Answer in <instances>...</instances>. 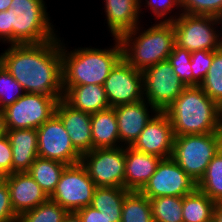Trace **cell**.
<instances>
[{
	"instance_id": "obj_28",
	"label": "cell",
	"mask_w": 222,
	"mask_h": 222,
	"mask_svg": "<svg viewBox=\"0 0 222 222\" xmlns=\"http://www.w3.org/2000/svg\"><path fill=\"white\" fill-rule=\"evenodd\" d=\"M197 188L216 203L222 202V155L219 152L197 182Z\"/></svg>"
},
{
	"instance_id": "obj_36",
	"label": "cell",
	"mask_w": 222,
	"mask_h": 222,
	"mask_svg": "<svg viewBox=\"0 0 222 222\" xmlns=\"http://www.w3.org/2000/svg\"><path fill=\"white\" fill-rule=\"evenodd\" d=\"M142 1L139 0L140 14H142V4H147L146 7L151 9V12L154 14L153 17L157 19V22L158 18L161 19L159 22H168L167 15L169 12L171 14L175 7H177L176 10L179 8L182 12L181 0H145L146 3H142Z\"/></svg>"
},
{
	"instance_id": "obj_21",
	"label": "cell",
	"mask_w": 222,
	"mask_h": 222,
	"mask_svg": "<svg viewBox=\"0 0 222 222\" xmlns=\"http://www.w3.org/2000/svg\"><path fill=\"white\" fill-rule=\"evenodd\" d=\"M6 135L12 147L13 173L27 172L38 157L37 130H6Z\"/></svg>"
},
{
	"instance_id": "obj_4",
	"label": "cell",
	"mask_w": 222,
	"mask_h": 222,
	"mask_svg": "<svg viewBox=\"0 0 222 222\" xmlns=\"http://www.w3.org/2000/svg\"><path fill=\"white\" fill-rule=\"evenodd\" d=\"M139 27L124 33L119 40L122 57L136 70L143 71L168 59L176 44L175 30L172 22H157L144 31Z\"/></svg>"
},
{
	"instance_id": "obj_25",
	"label": "cell",
	"mask_w": 222,
	"mask_h": 222,
	"mask_svg": "<svg viewBox=\"0 0 222 222\" xmlns=\"http://www.w3.org/2000/svg\"><path fill=\"white\" fill-rule=\"evenodd\" d=\"M67 165L51 159L37 157L27 171L48 197L55 191L60 176Z\"/></svg>"
},
{
	"instance_id": "obj_2",
	"label": "cell",
	"mask_w": 222,
	"mask_h": 222,
	"mask_svg": "<svg viewBox=\"0 0 222 222\" xmlns=\"http://www.w3.org/2000/svg\"><path fill=\"white\" fill-rule=\"evenodd\" d=\"M164 113L176 136L218 133L222 127L220 105L200 86H186Z\"/></svg>"
},
{
	"instance_id": "obj_1",
	"label": "cell",
	"mask_w": 222,
	"mask_h": 222,
	"mask_svg": "<svg viewBox=\"0 0 222 222\" xmlns=\"http://www.w3.org/2000/svg\"><path fill=\"white\" fill-rule=\"evenodd\" d=\"M0 63L25 93L63 96L61 40L39 44H10Z\"/></svg>"
},
{
	"instance_id": "obj_10",
	"label": "cell",
	"mask_w": 222,
	"mask_h": 222,
	"mask_svg": "<svg viewBox=\"0 0 222 222\" xmlns=\"http://www.w3.org/2000/svg\"><path fill=\"white\" fill-rule=\"evenodd\" d=\"M81 164L97 187H122L125 178V147L95 148L82 154Z\"/></svg>"
},
{
	"instance_id": "obj_11",
	"label": "cell",
	"mask_w": 222,
	"mask_h": 222,
	"mask_svg": "<svg viewBox=\"0 0 222 222\" xmlns=\"http://www.w3.org/2000/svg\"><path fill=\"white\" fill-rule=\"evenodd\" d=\"M142 76L144 99L159 112H164L186 87L168 60L143 70Z\"/></svg>"
},
{
	"instance_id": "obj_5",
	"label": "cell",
	"mask_w": 222,
	"mask_h": 222,
	"mask_svg": "<svg viewBox=\"0 0 222 222\" xmlns=\"http://www.w3.org/2000/svg\"><path fill=\"white\" fill-rule=\"evenodd\" d=\"M10 7L17 15L12 25L13 44H39L57 38L44 0H12Z\"/></svg>"
},
{
	"instance_id": "obj_7",
	"label": "cell",
	"mask_w": 222,
	"mask_h": 222,
	"mask_svg": "<svg viewBox=\"0 0 222 222\" xmlns=\"http://www.w3.org/2000/svg\"><path fill=\"white\" fill-rule=\"evenodd\" d=\"M218 152V133L176 136L171 158L198 182Z\"/></svg>"
},
{
	"instance_id": "obj_39",
	"label": "cell",
	"mask_w": 222,
	"mask_h": 222,
	"mask_svg": "<svg viewBox=\"0 0 222 222\" xmlns=\"http://www.w3.org/2000/svg\"><path fill=\"white\" fill-rule=\"evenodd\" d=\"M13 173L12 147L7 135L0 138V176Z\"/></svg>"
},
{
	"instance_id": "obj_26",
	"label": "cell",
	"mask_w": 222,
	"mask_h": 222,
	"mask_svg": "<svg viewBox=\"0 0 222 222\" xmlns=\"http://www.w3.org/2000/svg\"><path fill=\"white\" fill-rule=\"evenodd\" d=\"M129 192L122 187H97L90 206L107 217H121L123 201Z\"/></svg>"
},
{
	"instance_id": "obj_18",
	"label": "cell",
	"mask_w": 222,
	"mask_h": 222,
	"mask_svg": "<svg viewBox=\"0 0 222 222\" xmlns=\"http://www.w3.org/2000/svg\"><path fill=\"white\" fill-rule=\"evenodd\" d=\"M55 114L62 121L74 148L82 155L92 150L91 114L80 111L61 98Z\"/></svg>"
},
{
	"instance_id": "obj_17",
	"label": "cell",
	"mask_w": 222,
	"mask_h": 222,
	"mask_svg": "<svg viewBox=\"0 0 222 222\" xmlns=\"http://www.w3.org/2000/svg\"><path fill=\"white\" fill-rule=\"evenodd\" d=\"M2 178L8 185L10 202L18 217L49 199L28 172H15Z\"/></svg>"
},
{
	"instance_id": "obj_6",
	"label": "cell",
	"mask_w": 222,
	"mask_h": 222,
	"mask_svg": "<svg viewBox=\"0 0 222 222\" xmlns=\"http://www.w3.org/2000/svg\"><path fill=\"white\" fill-rule=\"evenodd\" d=\"M176 14L178 16L171 15L168 17V22L173 24L177 46L190 52L213 51L222 47L220 30L217 29L218 17L186 13Z\"/></svg>"
},
{
	"instance_id": "obj_44",
	"label": "cell",
	"mask_w": 222,
	"mask_h": 222,
	"mask_svg": "<svg viewBox=\"0 0 222 222\" xmlns=\"http://www.w3.org/2000/svg\"><path fill=\"white\" fill-rule=\"evenodd\" d=\"M12 0H0V12L7 11L10 8Z\"/></svg>"
},
{
	"instance_id": "obj_16",
	"label": "cell",
	"mask_w": 222,
	"mask_h": 222,
	"mask_svg": "<svg viewBox=\"0 0 222 222\" xmlns=\"http://www.w3.org/2000/svg\"><path fill=\"white\" fill-rule=\"evenodd\" d=\"M149 106L150 109H148ZM113 108L117 118L120 145L124 147H131L145 129V126L159 112L145 99L136 103L118 105ZM148 110L153 112L154 115Z\"/></svg>"
},
{
	"instance_id": "obj_32",
	"label": "cell",
	"mask_w": 222,
	"mask_h": 222,
	"mask_svg": "<svg viewBox=\"0 0 222 222\" xmlns=\"http://www.w3.org/2000/svg\"><path fill=\"white\" fill-rule=\"evenodd\" d=\"M169 63L173 67L174 73L185 86H193V72L191 69V52L180 48L176 44L169 55Z\"/></svg>"
},
{
	"instance_id": "obj_46",
	"label": "cell",
	"mask_w": 222,
	"mask_h": 222,
	"mask_svg": "<svg viewBox=\"0 0 222 222\" xmlns=\"http://www.w3.org/2000/svg\"><path fill=\"white\" fill-rule=\"evenodd\" d=\"M218 20H219V26L222 25V13L218 16ZM221 30H220V37H221V43H222V26H220Z\"/></svg>"
},
{
	"instance_id": "obj_27",
	"label": "cell",
	"mask_w": 222,
	"mask_h": 222,
	"mask_svg": "<svg viewBox=\"0 0 222 222\" xmlns=\"http://www.w3.org/2000/svg\"><path fill=\"white\" fill-rule=\"evenodd\" d=\"M120 222H154L150 200L138 191H130L123 201Z\"/></svg>"
},
{
	"instance_id": "obj_9",
	"label": "cell",
	"mask_w": 222,
	"mask_h": 222,
	"mask_svg": "<svg viewBox=\"0 0 222 222\" xmlns=\"http://www.w3.org/2000/svg\"><path fill=\"white\" fill-rule=\"evenodd\" d=\"M96 188L81 162L67 165L49 199L68 212H76L91 205Z\"/></svg>"
},
{
	"instance_id": "obj_23",
	"label": "cell",
	"mask_w": 222,
	"mask_h": 222,
	"mask_svg": "<svg viewBox=\"0 0 222 222\" xmlns=\"http://www.w3.org/2000/svg\"><path fill=\"white\" fill-rule=\"evenodd\" d=\"M91 130L92 150L95 148H117L121 146L119 144L117 118L113 107L91 114Z\"/></svg>"
},
{
	"instance_id": "obj_13",
	"label": "cell",
	"mask_w": 222,
	"mask_h": 222,
	"mask_svg": "<svg viewBox=\"0 0 222 222\" xmlns=\"http://www.w3.org/2000/svg\"><path fill=\"white\" fill-rule=\"evenodd\" d=\"M103 86L110 107L144 99L142 71L136 70L123 57L111 69Z\"/></svg>"
},
{
	"instance_id": "obj_35",
	"label": "cell",
	"mask_w": 222,
	"mask_h": 222,
	"mask_svg": "<svg viewBox=\"0 0 222 222\" xmlns=\"http://www.w3.org/2000/svg\"><path fill=\"white\" fill-rule=\"evenodd\" d=\"M213 51L199 50L191 52V69L193 72V86H199L212 64Z\"/></svg>"
},
{
	"instance_id": "obj_15",
	"label": "cell",
	"mask_w": 222,
	"mask_h": 222,
	"mask_svg": "<svg viewBox=\"0 0 222 222\" xmlns=\"http://www.w3.org/2000/svg\"><path fill=\"white\" fill-rule=\"evenodd\" d=\"M174 139L171 120L164 112H158L145 126L131 148L142 153L156 155L162 159L170 158Z\"/></svg>"
},
{
	"instance_id": "obj_33",
	"label": "cell",
	"mask_w": 222,
	"mask_h": 222,
	"mask_svg": "<svg viewBox=\"0 0 222 222\" xmlns=\"http://www.w3.org/2000/svg\"><path fill=\"white\" fill-rule=\"evenodd\" d=\"M25 94L23 87L0 63V110L13 104Z\"/></svg>"
},
{
	"instance_id": "obj_12",
	"label": "cell",
	"mask_w": 222,
	"mask_h": 222,
	"mask_svg": "<svg viewBox=\"0 0 222 222\" xmlns=\"http://www.w3.org/2000/svg\"><path fill=\"white\" fill-rule=\"evenodd\" d=\"M197 189V182L170 157L160 160L155 173L140 192L151 199L161 196L183 197Z\"/></svg>"
},
{
	"instance_id": "obj_34",
	"label": "cell",
	"mask_w": 222,
	"mask_h": 222,
	"mask_svg": "<svg viewBox=\"0 0 222 222\" xmlns=\"http://www.w3.org/2000/svg\"><path fill=\"white\" fill-rule=\"evenodd\" d=\"M182 13L218 17L222 13V0H181Z\"/></svg>"
},
{
	"instance_id": "obj_40",
	"label": "cell",
	"mask_w": 222,
	"mask_h": 222,
	"mask_svg": "<svg viewBox=\"0 0 222 222\" xmlns=\"http://www.w3.org/2000/svg\"><path fill=\"white\" fill-rule=\"evenodd\" d=\"M82 222H120L121 217H107L92 206H85L76 211Z\"/></svg>"
},
{
	"instance_id": "obj_24",
	"label": "cell",
	"mask_w": 222,
	"mask_h": 222,
	"mask_svg": "<svg viewBox=\"0 0 222 222\" xmlns=\"http://www.w3.org/2000/svg\"><path fill=\"white\" fill-rule=\"evenodd\" d=\"M216 202L197 189L182 197L183 222H213Z\"/></svg>"
},
{
	"instance_id": "obj_20",
	"label": "cell",
	"mask_w": 222,
	"mask_h": 222,
	"mask_svg": "<svg viewBox=\"0 0 222 222\" xmlns=\"http://www.w3.org/2000/svg\"><path fill=\"white\" fill-rule=\"evenodd\" d=\"M107 26L114 38L140 25L139 0H104Z\"/></svg>"
},
{
	"instance_id": "obj_38",
	"label": "cell",
	"mask_w": 222,
	"mask_h": 222,
	"mask_svg": "<svg viewBox=\"0 0 222 222\" xmlns=\"http://www.w3.org/2000/svg\"><path fill=\"white\" fill-rule=\"evenodd\" d=\"M17 15L13 8L0 12V41L13 44V27Z\"/></svg>"
},
{
	"instance_id": "obj_47",
	"label": "cell",
	"mask_w": 222,
	"mask_h": 222,
	"mask_svg": "<svg viewBox=\"0 0 222 222\" xmlns=\"http://www.w3.org/2000/svg\"><path fill=\"white\" fill-rule=\"evenodd\" d=\"M220 108H221V120H222V105L220 106Z\"/></svg>"
},
{
	"instance_id": "obj_42",
	"label": "cell",
	"mask_w": 222,
	"mask_h": 222,
	"mask_svg": "<svg viewBox=\"0 0 222 222\" xmlns=\"http://www.w3.org/2000/svg\"><path fill=\"white\" fill-rule=\"evenodd\" d=\"M62 222H82V220L76 212H68Z\"/></svg>"
},
{
	"instance_id": "obj_31",
	"label": "cell",
	"mask_w": 222,
	"mask_h": 222,
	"mask_svg": "<svg viewBox=\"0 0 222 222\" xmlns=\"http://www.w3.org/2000/svg\"><path fill=\"white\" fill-rule=\"evenodd\" d=\"M67 214L66 209L48 199L32 210L22 213L17 222H62Z\"/></svg>"
},
{
	"instance_id": "obj_43",
	"label": "cell",
	"mask_w": 222,
	"mask_h": 222,
	"mask_svg": "<svg viewBox=\"0 0 222 222\" xmlns=\"http://www.w3.org/2000/svg\"><path fill=\"white\" fill-rule=\"evenodd\" d=\"M6 135L5 121L2 111L0 110V138Z\"/></svg>"
},
{
	"instance_id": "obj_19",
	"label": "cell",
	"mask_w": 222,
	"mask_h": 222,
	"mask_svg": "<svg viewBox=\"0 0 222 222\" xmlns=\"http://www.w3.org/2000/svg\"><path fill=\"white\" fill-rule=\"evenodd\" d=\"M162 158L125 147L124 188L140 192L155 173Z\"/></svg>"
},
{
	"instance_id": "obj_3",
	"label": "cell",
	"mask_w": 222,
	"mask_h": 222,
	"mask_svg": "<svg viewBox=\"0 0 222 222\" xmlns=\"http://www.w3.org/2000/svg\"><path fill=\"white\" fill-rule=\"evenodd\" d=\"M113 40L112 48L78 47L70 52L61 42L62 86L104 85L111 69L122 58L121 42L119 38Z\"/></svg>"
},
{
	"instance_id": "obj_14",
	"label": "cell",
	"mask_w": 222,
	"mask_h": 222,
	"mask_svg": "<svg viewBox=\"0 0 222 222\" xmlns=\"http://www.w3.org/2000/svg\"><path fill=\"white\" fill-rule=\"evenodd\" d=\"M37 130L38 156L66 165L81 162V154L74 148L60 118L54 114Z\"/></svg>"
},
{
	"instance_id": "obj_45",
	"label": "cell",
	"mask_w": 222,
	"mask_h": 222,
	"mask_svg": "<svg viewBox=\"0 0 222 222\" xmlns=\"http://www.w3.org/2000/svg\"><path fill=\"white\" fill-rule=\"evenodd\" d=\"M218 152L222 155V127L218 131Z\"/></svg>"
},
{
	"instance_id": "obj_37",
	"label": "cell",
	"mask_w": 222,
	"mask_h": 222,
	"mask_svg": "<svg viewBox=\"0 0 222 222\" xmlns=\"http://www.w3.org/2000/svg\"><path fill=\"white\" fill-rule=\"evenodd\" d=\"M18 216L15 214L11 202L10 192L6 181L0 180V222H17Z\"/></svg>"
},
{
	"instance_id": "obj_41",
	"label": "cell",
	"mask_w": 222,
	"mask_h": 222,
	"mask_svg": "<svg viewBox=\"0 0 222 222\" xmlns=\"http://www.w3.org/2000/svg\"><path fill=\"white\" fill-rule=\"evenodd\" d=\"M213 222H222V202L216 203Z\"/></svg>"
},
{
	"instance_id": "obj_30",
	"label": "cell",
	"mask_w": 222,
	"mask_h": 222,
	"mask_svg": "<svg viewBox=\"0 0 222 222\" xmlns=\"http://www.w3.org/2000/svg\"><path fill=\"white\" fill-rule=\"evenodd\" d=\"M199 86L210 99L222 105V47L213 50L212 64Z\"/></svg>"
},
{
	"instance_id": "obj_29",
	"label": "cell",
	"mask_w": 222,
	"mask_h": 222,
	"mask_svg": "<svg viewBox=\"0 0 222 222\" xmlns=\"http://www.w3.org/2000/svg\"><path fill=\"white\" fill-rule=\"evenodd\" d=\"M149 200L154 222H183L182 197L161 196Z\"/></svg>"
},
{
	"instance_id": "obj_22",
	"label": "cell",
	"mask_w": 222,
	"mask_h": 222,
	"mask_svg": "<svg viewBox=\"0 0 222 222\" xmlns=\"http://www.w3.org/2000/svg\"><path fill=\"white\" fill-rule=\"evenodd\" d=\"M62 87L63 99L73 108L90 114L110 108L103 85L89 84Z\"/></svg>"
},
{
	"instance_id": "obj_8",
	"label": "cell",
	"mask_w": 222,
	"mask_h": 222,
	"mask_svg": "<svg viewBox=\"0 0 222 222\" xmlns=\"http://www.w3.org/2000/svg\"><path fill=\"white\" fill-rule=\"evenodd\" d=\"M63 96L25 93L16 102L2 109L6 130L38 129L49 120Z\"/></svg>"
}]
</instances>
